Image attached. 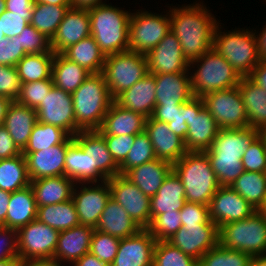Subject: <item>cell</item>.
<instances>
[{
  "label": "cell",
  "instance_id": "49",
  "mask_svg": "<svg viewBox=\"0 0 266 266\" xmlns=\"http://www.w3.org/2000/svg\"><path fill=\"white\" fill-rule=\"evenodd\" d=\"M220 186H231L244 172L242 159L238 156H207Z\"/></svg>",
  "mask_w": 266,
  "mask_h": 266
},
{
  "label": "cell",
  "instance_id": "55",
  "mask_svg": "<svg viewBox=\"0 0 266 266\" xmlns=\"http://www.w3.org/2000/svg\"><path fill=\"white\" fill-rule=\"evenodd\" d=\"M21 80L15 66L0 65V96L16 101L20 94Z\"/></svg>",
  "mask_w": 266,
  "mask_h": 266
},
{
  "label": "cell",
  "instance_id": "66",
  "mask_svg": "<svg viewBox=\"0 0 266 266\" xmlns=\"http://www.w3.org/2000/svg\"><path fill=\"white\" fill-rule=\"evenodd\" d=\"M101 0H71V8L76 9H91L98 5H102Z\"/></svg>",
  "mask_w": 266,
  "mask_h": 266
},
{
  "label": "cell",
  "instance_id": "47",
  "mask_svg": "<svg viewBox=\"0 0 266 266\" xmlns=\"http://www.w3.org/2000/svg\"><path fill=\"white\" fill-rule=\"evenodd\" d=\"M156 159L153 145L145 132L135 135L132 145L125 161L119 166V174L125 175L130 169Z\"/></svg>",
  "mask_w": 266,
  "mask_h": 266
},
{
  "label": "cell",
  "instance_id": "12",
  "mask_svg": "<svg viewBox=\"0 0 266 266\" xmlns=\"http://www.w3.org/2000/svg\"><path fill=\"white\" fill-rule=\"evenodd\" d=\"M202 98L205 107L220 129L248 127V118L239 86L212 92Z\"/></svg>",
  "mask_w": 266,
  "mask_h": 266
},
{
  "label": "cell",
  "instance_id": "21",
  "mask_svg": "<svg viewBox=\"0 0 266 266\" xmlns=\"http://www.w3.org/2000/svg\"><path fill=\"white\" fill-rule=\"evenodd\" d=\"M91 35L88 9L69 8L51 40L55 54H61L69 46Z\"/></svg>",
  "mask_w": 266,
  "mask_h": 266
},
{
  "label": "cell",
  "instance_id": "48",
  "mask_svg": "<svg viewBox=\"0 0 266 266\" xmlns=\"http://www.w3.org/2000/svg\"><path fill=\"white\" fill-rule=\"evenodd\" d=\"M153 266H198V260L167 241H156Z\"/></svg>",
  "mask_w": 266,
  "mask_h": 266
},
{
  "label": "cell",
  "instance_id": "51",
  "mask_svg": "<svg viewBox=\"0 0 266 266\" xmlns=\"http://www.w3.org/2000/svg\"><path fill=\"white\" fill-rule=\"evenodd\" d=\"M182 227L180 211L157 215L147 228L156 241H167Z\"/></svg>",
  "mask_w": 266,
  "mask_h": 266
},
{
  "label": "cell",
  "instance_id": "74",
  "mask_svg": "<svg viewBox=\"0 0 266 266\" xmlns=\"http://www.w3.org/2000/svg\"><path fill=\"white\" fill-rule=\"evenodd\" d=\"M264 217L265 221H266V202L264 203V205L258 210Z\"/></svg>",
  "mask_w": 266,
  "mask_h": 266
},
{
  "label": "cell",
  "instance_id": "4",
  "mask_svg": "<svg viewBox=\"0 0 266 266\" xmlns=\"http://www.w3.org/2000/svg\"><path fill=\"white\" fill-rule=\"evenodd\" d=\"M173 171L185 189V200L208 206L220 187L204 152H187L173 164Z\"/></svg>",
  "mask_w": 266,
  "mask_h": 266
},
{
  "label": "cell",
  "instance_id": "24",
  "mask_svg": "<svg viewBox=\"0 0 266 266\" xmlns=\"http://www.w3.org/2000/svg\"><path fill=\"white\" fill-rule=\"evenodd\" d=\"M94 230L95 228L93 227L79 224L61 231L58 236L53 260L59 264H61V261H68L72 264L84 254L89 253Z\"/></svg>",
  "mask_w": 266,
  "mask_h": 266
},
{
  "label": "cell",
  "instance_id": "28",
  "mask_svg": "<svg viewBox=\"0 0 266 266\" xmlns=\"http://www.w3.org/2000/svg\"><path fill=\"white\" fill-rule=\"evenodd\" d=\"M258 134L257 129L250 127L220 129L213 144L204 153L207 156H238V159H242L243 153Z\"/></svg>",
  "mask_w": 266,
  "mask_h": 266
},
{
  "label": "cell",
  "instance_id": "69",
  "mask_svg": "<svg viewBox=\"0 0 266 266\" xmlns=\"http://www.w3.org/2000/svg\"><path fill=\"white\" fill-rule=\"evenodd\" d=\"M11 102L8 98L0 96V126L3 125L4 117Z\"/></svg>",
  "mask_w": 266,
  "mask_h": 266
},
{
  "label": "cell",
  "instance_id": "68",
  "mask_svg": "<svg viewBox=\"0 0 266 266\" xmlns=\"http://www.w3.org/2000/svg\"><path fill=\"white\" fill-rule=\"evenodd\" d=\"M19 266H61L55 260H27L20 262Z\"/></svg>",
  "mask_w": 266,
  "mask_h": 266
},
{
  "label": "cell",
  "instance_id": "39",
  "mask_svg": "<svg viewBox=\"0 0 266 266\" xmlns=\"http://www.w3.org/2000/svg\"><path fill=\"white\" fill-rule=\"evenodd\" d=\"M37 219L59 232L80 224L72 199L53 205L37 207Z\"/></svg>",
  "mask_w": 266,
  "mask_h": 266
},
{
  "label": "cell",
  "instance_id": "20",
  "mask_svg": "<svg viewBox=\"0 0 266 266\" xmlns=\"http://www.w3.org/2000/svg\"><path fill=\"white\" fill-rule=\"evenodd\" d=\"M145 133L148 135L157 159H162L174 164L188 151L185 141L170 130L168 124L147 118Z\"/></svg>",
  "mask_w": 266,
  "mask_h": 266
},
{
  "label": "cell",
  "instance_id": "57",
  "mask_svg": "<svg viewBox=\"0 0 266 266\" xmlns=\"http://www.w3.org/2000/svg\"><path fill=\"white\" fill-rule=\"evenodd\" d=\"M181 224L193 226L211 221L209 215V207L199 203L186 201L180 210Z\"/></svg>",
  "mask_w": 266,
  "mask_h": 266
},
{
  "label": "cell",
  "instance_id": "18",
  "mask_svg": "<svg viewBox=\"0 0 266 266\" xmlns=\"http://www.w3.org/2000/svg\"><path fill=\"white\" fill-rule=\"evenodd\" d=\"M156 239L148 229L120 239L118 252L110 266H153Z\"/></svg>",
  "mask_w": 266,
  "mask_h": 266
},
{
  "label": "cell",
  "instance_id": "41",
  "mask_svg": "<svg viewBox=\"0 0 266 266\" xmlns=\"http://www.w3.org/2000/svg\"><path fill=\"white\" fill-rule=\"evenodd\" d=\"M30 185L23 154L0 160V189L10 193Z\"/></svg>",
  "mask_w": 266,
  "mask_h": 266
},
{
  "label": "cell",
  "instance_id": "3",
  "mask_svg": "<svg viewBox=\"0 0 266 266\" xmlns=\"http://www.w3.org/2000/svg\"><path fill=\"white\" fill-rule=\"evenodd\" d=\"M89 11L91 36L105 56L129 51V21L127 11L102 4Z\"/></svg>",
  "mask_w": 266,
  "mask_h": 266
},
{
  "label": "cell",
  "instance_id": "42",
  "mask_svg": "<svg viewBox=\"0 0 266 266\" xmlns=\"http://www.w3.org/2000/svg\"><path fill=\"white\" fill-rule=\"evenodd\" d=\"M54 52L26 54L16 65L21 83L52 79Z\"/></svg>",
  "mask_w": 266,
  "mask_h": 266
},
{
  "label": "cell",
  "instance_id": "23",
  "mask_svg": "<svg viewBox=\"0 0 266 266\" xmlns=\"http://www.w3.org/2000/svg\"><path fill=\"white\" fill-rule=\"evenodd\" d=\"M146 120L142 114L122 108L113 101L97 131L101 135L135 136L145 132Z\"/></svg>",
  "mask_w": 266,
  "mask_h": 266
},
{
  "label": "cell",
  "instance_id": "53",
  "mask_svg": "<svg viewBox=\"0 0 266 266\" xmlns=\"http://www.w3.org/2000/svg\"><path fill=\"white\" fill-rule=\"evenodd\" d=\"M16 40L26 54L53 52L51 40L31 24L27 25L20 35H17Z\"/></svg>",
  "mask_w": 266,
  "mask_h": 266
},
{
  "label": "cell",
  "instance_id": "32",
  "mask_svg": "<svg viewBox=\"0 0 266 266\" xmlns=\"http://www.w3.org/2000/svg\"><path fill=\"white\" fill-rule=\"evenodd\" d=\"M95 229L122 239L136 234L142 228L110 197Z\"/></svg>",
  "mask_w": 266,
  "mask_h": 266
},
{
  "label": "cell",
  "instance_id": "6",
  "mask_svg": "<svg viewBox=\"0 0 266 266\" xmlns=\"http://www.w3.org/2000/svg\"><path fill=\"white\" fill-rule=\"evenodd\" d=\"M216 26L213 37V49L223 56L241 77H248L261 61L255 33L249 30H233L222 33Z\"/></svg>",
  "mask_w": 266,
  "mask_h": 266
},
{
  "label": "cell",
  "instance_id": "35",
  "mask_svg": "<svg viewBox=\"0 0 266 266\" xmlns=\"http://www.w3.org/2000/svg\"><path fill=\"white\" fill-rule=\"evenodd\" d=\"M238 86L248 118V127L260 131L266 125V91L248 77H242Z\"/></svg>",
  "mask_w": 266,
  "mask_h": 266
},
{
  "label": "cell",
  "instance_id": "25",
  "mask_svg": "<svg viewBox=\"0 0 266 266\" xmlns=\"http://www.w3.org/2000/svg\"><path fill=\"white\" fill-rule=\"evenodd\" d=\"M114 101L122 108L140 113L146 118L151 117L156 106L154 76L148 73L132 87L122 92Z\"/></svg>",
  "mask_w": 266,
  "mask_h": 266
},
{
  "label": "cell",
  "instance_id": "76",
  "mask_svg": "<svg viewBox=\"0 0 266 266\" xmlns=\"http://www.w3.org/2000/svg\"><path fill=\"white\" fill-rule=\"evenodd\" d=\"M4 38L6 37L4 36V33L2 31V26H1V21H0V42L3 41Z\"/></svg>",
  "mask_w": 266,
  "mask_h": 266
},
{
  "label": "cell",
  "instance_id": "31",
  "mask_svg": "<svg viewBox=\"0 0 266 266\" xmlns=\"http://www.w3.org/2000/svg\"><path fill=\"white\" fill-rule=\"evenodd\" d=\"M38 122L36 110L11 102L4 117L3 126L7 129L17 147L23 151L27 146L33 126Z\"/></svg>",
  "mask_w": 266,
  "mask_h": 266
},
{
  "label": "cell",
  "instance_id": "46",
  "mask_svg": "<svg viewBox=\"0 0 266 266\" xmlns=\"http://www.w3.org/2000/svg\"><path fill=\"white\" fill-rule=\"evenodd\" d=\"M151 117L167 123L170 130L185 141L188 131L186 102L181 105H156Z\"/></svg>",
  "mask_w": 266,
  "mask_h": 266
},
{
  "label": "cell",
  "instance_id": "36",
  "mask_svg": "<svg viewBox=\"0 0 266 266\" xmlns=\"http://www.w3.org/2000/svg\"><path fill=\"white\" fill-rule=\"evenodd\" d=\"M37 219V205L31 186L11 193L6 227L19 230Z\"/></svg>",
  "mask_w": 266,
  "mask_h": 266
},
{
  "label": "cell",
  "instance_id": "5",
  "mask_svg": "<svg viewBox=\"0 0 266 266\" xmlns=\"http://www.w3.org/2000/svg\"><path fill=\"white\" fill-rule=\"evenodd\" d=\"M194 63H201L190 76L192 91L196 97L202 98L212 92L233 88L238 86L242 79L229 62L213 48L200 58L189 62V67Z\"/></svg>",
  "mask_w": 266,
  "mask_h": 266
},
{
  "label": "cell",
  "instance_id": "27",
  "mask_svg": "<svg viewBox=\"0 0 266 266\" xmlns=\"http://www.w3.org/2000/svg\"><path fill=\"white\" fill-rule=\"evenodd\" d=\"M73 138L85 153L91 155L93 166L107 180L119 175V166L113 160L104 137L97 130L80 131Z\"/></svg>",
  "mask_w": 266,
  "mask_h": 266
},
{
  "label": "cell",
  "instance_id": "43",
  "mask_svg": "<svg viewBox=\"0 0 266 266\" xmlns=\"http://www.w3.org/2000/svg\"><path fill=\"white\" fill-rule=\"evenodd\" d=\"M69 8L71 6L34 3L30 24L52 40Z\"/></svg>",
  "mask_w": 266,
  "mask_h": 266
},
{
  "label": "cell",
  "instance_id": "60",
  "mask_svg": "<svg viewBox=\"0 0 266 266\" xmlns=\"http://www.w3.org/2000/svg\"><path fill=\"white\" fill-rule=\"evenodd\" d=\"M17 36L0 42V65L15 66L26 55L17 42Z\"/></svg>",
  "mask_w": 266,
  "mask_h": 266
},
{
  "label": "cell",
  "instance_id": "2",
  "mask_svg": "<svg viewBox=\"0 0 266 266\" xmlns=\"http://www.w3.org/2000/svg\"><path fill=\"white\" fill-rule=\"evenodd\" d=\"M76 119V134L98 130L110 104V96L103 73H91L71 94Z\"/></svg>",
  "mask_w": 266,
  "mask_h": 266
},
{
  "label": "cell",
  "instance_id": "9",
  "mask_svg": "<svg viewBox=\"0 0 266 266\" xmlns=\"http://www.w3.org/2000/svg\"><path fill=\"white\" fill-rule=\"evenodd\" d=\"M185 147L188 152H204L208 150L220 127L204 105L203 98L194 96L186 102Z\"/></svg>",
  "mask_w": 266,
  "mask_h": 266
},
{
  "label": "cell",
  "instance_id": "17",
  "mask_svg": "<svg viewBox=\"0 0 266 266\" xmlns=\"http://www.w3.org/2000/svg\"><path fill=\"white\" fill-rule=\"evenodd\" d=\"M210 219L218 226L243 220L256 209L230 186H220L208 205Z\"/></svg>",
  "mask_w": 266,
  "mask_h": 266
},
{
  "label": "cell",
  "instance_id": "13",
  "mask_svg": "<svg viewBox=\"0 0 266 266\" xmlns=\"http://www.w3.org/2000/svg\"><path fill=\"white\" fill-rule=\"evenodd\" d=\"M111 197L120 204L128 215L142 228L147 229L151 223L150 197L128 180L124 175L109 178Z\"/></svg>",
  "mask_w": 266,
  "mask_h": 266
},
{
  "label": "cell",
  "instance_id": "7",
  "mask_svg": "<svg viewBox=\"0 0 266 266\" xmlns=\"http://www.w3.org/2000/svg\"><path fill=\"white\" fill-rule=\"evenodd\" d=\"M219 244L250 256L265 255L266 221L256 210L251 216L219 227Z\"/></svg>",
  "mask_w": 266,
  "mask_h": 266
},
{
  "label": "cell",
  "instance_id": "67",
  "mask_svg": "<svg viewBox=\"0 0 266 266\" xmlns=\"http://www.w3.org/2000/svg\"><path fill=\"white\" fill-rule=\"evenodd\" d=\"M259 34H260L259 37L258 35L255 36H257L256 41H257L260 60L266 61V25L263 28L262 32Z\"/></svg>",
  "mask_w": 266,
  "mask_h": 266
},
{
  "label": "cell",
  "instance_id": "26",
  "mask_svg": "<svg viewBox=\"0 0 266 266\" xmlns=\"http://www.w3.org/2000/svg\"><path fill=\"white\" fill-rule=\"evenodd\" d=\"M188 74H152L156 83V105H181L192 99L194 93Z\"/></svg>",
  "mask_w": 266,
  "mask_h": 266
},
{
  "label": "cell",
  "instance_id": "34",
  "mask_svg": "<svg viewBox=\"0 0 266 266\" xmlns=\"http://www.w3.org/2000/svg\"><path fill=\"white\" fill-rule=\"evenodd\" d=\"M74 184V181L65 175L30 181L37 207L72 199V191L76 186Z\"/></svg>",
  "mask_w": 266,
  "mask_h": 266
},
{
  "label": "cell",
  "instance_id": "59",
  "mask_svg": "<svg viewBox=\"0 0 266 266\" xmlns=\"http://www.w3.org/2000/svg\"><path fill=\"white\" fill-rule=\"evenodd\" d=\"M6 259H20L17 230L0 226V261Z\"/></svg>",
  "mask_w": 266,
  "mask_h": 266
},
{
  "label": "cell",
  "instance_id": "61",
  "mask_svg": "<svg viewBox=\"0 0 266 266\" xmlns=\"http://www.w3.org/2000/svg\"><path fill=\"white\" fill-rule=\"evenodd\" d=\"M22 151L14 143L7 129L0 126V160L21 155Z\"/></svg>",
  "mask_w": 266,
  "mask_h": 266
},
{
  "label": "cell",
  "instance_id": "54",
  "mask_svg": "<svg viewBox=\"0 0 266 266\" xmlns=\"http://www.w3.org/2000/svg\"><path fill=\"white\" fill-rule=\"evenodd\" d=\"M242 165L244 171L266 172V143L258 134L243 153Z\"/></svg>",
  "mask_w": 266,
  "mask_h": 266
},
{
  "label": "cell",
  "instance_id": "19",
  "mask_svg": "<svg viewBox=\"0 0 266 266\" xmlns=\"http://www.w3.org/2000/svg\"><path fill=\"white\" fill-rule=\"evenodd\" d=\"M102 183L95 187L83 186L80 192L73 188L72 200L81 225L96 228L101 213L111 197L108 181Z\"/></svg>",
  "mask_w": 266,
  "mask_h": 266
},
{
  "label": "cell",
  "instance_id": "38",
  "mask_svg": "<svg viewBox=\"0 0 266 266\" xmlns=\"http://www.w3.org/2000/svg\"><path fill=\"white\" fill-rule=\"evenodd\" d=\"M90 74L62 54L54 55L51 78L55 87L72 94Z\"/></svg>",
  "mask_w": 266,
  "mask_h": 266
},
{
  "label": "cell",
  "instance_id": "50",
  "mask_svg": "<svg viewBox=\"0 0 266 266\" xmlns=\"http://www.w3.org/2000/svg\"><path fill=\"white\" fill-rule=\"evenodd\" d=\"M119 244L118 237L95 229L91 239L90 253L110 266L118 252Z\"/></svg>",
  "mask_w": 266,
  "mask_h": 266
},
{
  "label": "cell",
  "instance_id": "70",
  "mask_svg": "<svg viewBox=\"0 0 266 266\" xmlns=\"http://www.w3.org/2000/svg\"><path fill=\"white\" fill-rule=\"evenodd\" d=\"M248 266H266V254L251 256Z\"/></svg>",
  "mask_w": 266,
  "mask_h": 266
},
{
  "label": "cell",
  "instance_id": "64",
  "mask_svg": "<svg viewBox=\"0 0 266 266\" xmlns=\"http://www.w3.org/2000/svg\"><path fill=\"white\" fill-rule=\"evenodd\" d=\"M11 193L0 189V226L6 227V215Z\"/></svg>",
  "mask_w": 266,
  "mask_h": 266
},
{
  "label": "cell",
  "instance_id": "73",
  "mask_svg": "<svg viewBox=\"0 0 266 266\" xmlns=\"http://www.w3.org/2000/svg\"><path fill=\"white\" fill-rule=\"evenodd\" d=\"M6 9V1L0 0V15L5 11Z\"/></svg>",
  "mask_w": 266,
  "mask_h": 266
},
{
  "label": "cell",
  "instance_id": "65",
  "mask_svg": "<svg viewBox=\"0 0 266 266\" xmlns=\"http://www.w3.org/2000/svg\"><path fill=\"white\" fill-rule=\"evenodd\" d=\"M74 266H109L106 263L100 261L96 256L90 252L84 254L81 258L73 263Z\"/></svg>",
  "mask_w": 266,
  "mask_h": 266
},
{
  "label": "cell",
  "instance_id": "10",
  "mask_svg": "<svg viewBox=\"0 0 266 266\" xmlns=\"http://www.w3.org/2000/svg\"><path fill=\"white\" fill-rule=\"evenodd\" d=\"M59 233L38 219L17 230L20 261L53 260Z\"/></svg>",
  "mask_w": 266,
  "mask_h": 266
},
{
  "label": "cell",
  "instance_id": "56",
  "mask_svg": "<svg viewBox=\"0 0 266 266\" xmlns=\"http://www.w3.org/2000/svg\"><path fill=\"white\" fill-rule=\"evenodd\" d=\"M115 163L120 166L135 142L133 135H102Z\"/></svg>",
  "mask_w": 266,
  "mask_h": 266
},
{
  "label": "cell",
  "instance_id": "63",
  "mask_svg": "<svg viewBox=\"0 0 266 266\" xmlns=\"http://www.w3.org/2000/svg\"><path fill=\"white\" fill-rule=\"evenodd\" d=\"M248 78L266 91V61H260Z\"/></svg>",
  "mask_w": 266,
  "mask_h": 266
},
{
  "label": "cell",
  "instance_id": "44",
  "mask_svg": "<svg viewBox=\"0 0 266 266\" xmlns=\"http://www.w3.org/2000/svg\"><path fill=\"white\" fill-rule=\"evenodd\" d=\"M72 138L58 126L37 122L33 126L29 142L22 153L45 150L57 144H67Z\"/></svg>",
  "mask_w": 266,
  "mask_h": 266
},
{
  "label": "cell",
  "instance_id": "8",
  "mask_svg": "<svg viewBox=\"0 0 266 266\" xmlns=\"http://www.w3.org/2000/svg\"><path fill=\"white\" fill-rule=\"evenodd\" d=\"M102 73L110 96L115 100L148 74L146 55L131 51L107 55Z\"/></svg>",
  "mask_w": 266,
  "mask_h": 266
},
{
  "label": "cell",
  "instance_id": "29",
  "mask_svg": "<svg viewBox=\"0 0 266 266\" xmlns=\"http://www.w3.org/2000/svg\"><path fill=\"white\" fill-rule=\"evenodd\" d=\"M172 170L173 164L156 158L130 169L124 176L135 184L142 193L152 197Z\"/></svg>",
  "mask_w": 266,
  "mask_h": 266
},
{
  "label": "cell",
  "instance_id": "45",
  "mask_svg": "<svg viewBox=\"0 0 266 266\" xmlns=\"http://www.w3.org/2000/svg\"><path fill=\"white\" fill-rule=\"evenodd\" d=\"M251 256L218 244L198 260V266H248Z\"/></svg>",
  "mask_w": 266,
  "mask_h": 266
},
{
  "label": "cell",
  "instance_id": "22",
  "mask_svg": "<svg viewBox=\"0 0 266 266\" xmlns=\"http://www.w3.org/2000/svg\"><path fill=\"white\" fill-rule=\"evenodd\" d=\"M67 144H57L45 150L22 153L27 162L30 181L65 175Z\"/></svg>",
  "mask_w": 266,
  "mask_h": 266
},
{
  "label": "cell",
  "instance_id": "37",
  "mask_svg": "<svg viewBox=\"0 0 266 266\" xmlns=\"http://www.w3.org/2000/svg\"><path fill=\"white\" fill-rule=\"evenodd\" d=\"M61 54L90 73L103 71L106 56L91 35L69 46Z\"/></svg>",
  "mask_w": 266,
  "mask_h": 266
},
{
  "label": "cell",
  "instance_id": "15",
  "mask_svg": "<svg viewBox=\"0 0 266 266\" xmlns=\"http://www.w3.org/2000/svg\"><path fill=\"white\" fill-rule=\"evenodd\" d=\"M219 227L211 220L200 225H183L167 242L199 260L219 244Z\"/></svg>",
  "mask_w": 266,
  "mask_h": 266
},
{
  "label": "cell",
  "instance_id": "52",
  "mask_svg": "<svg viewBox=\"0 0 266 266\" xmlns=\"http://www.w3.org/2000/svg\"><path fill=\"white\" fill-rule=\"evenodd\" d=\"M53 86L52 79L22 83L20 94L16 102L23 106L36 109L43 102L44 97Z\"/></svg>",
  "mask_w": 266,
  "mask_h": 266
},
{
  "label": "cell",
  "instance_id": "72",
  "mask_svg": "<svg viewBox=\"0 0 266 266\" xmlns=\"http://www.w3.org/2000/svg\"><path fill=\"white\" fill-rule=\"evenodd\" d=\"M20 262V259H6L0 261V266H19Z\"/></svg>",
  "mask_w": 266,
  "mask_h": 266
},
{
  "label": "cell",
  "instance_id": "16",
  "mask_svg": "<svg viewBox=\"0 0 266 266\" xmlns=\"http://www.w3.org/2000/svg\"><path fill=\"white\" fill-rule=\"evenodd\" d=\"M146 58L150 74L189 72V62L183 55L178 38L171 31L146 54Z\"/></svg>",
  "mask_w": 266,
  "mask_h": 266
},
{
  "label": "cell",
  "instance_id": "71",
  "mask_svg": "<svg viewBox=\"0 0 266 266\" xmlns=\"http://www.w3.org/2000/svg\"><path fill=\"white\" fill-rule=\"evenodd\" d=\"M34 2L50 5L71 6V0H34Z\"/></svg>",
  "mask_w": 266,
  "mask_h": 266
},
{
  "label": "cell",
  "instance_id": "1",
  "mask_svg": "<svg viewBox=\"0 0 266 266\" xmlns=\"http://www.w3.org/2000/svg\"><path fill=\"white\" fill-rule=\"evenodd\" d=\"M170 31L178 38L183 55L191 62L213 48L214 31L218 24L203 5L172 8Z\"/></svg>",
  "mask_w": 266,
  "mask_h": 266
},
{
  "label": "cell",
  "instance_id": "58",
  "mask_svg": "<svg viewBox=\"0 0 266 266\" xmlns=\"http://www.w3.org/2000/svg\"><path fill=\"white\" fill-rule=\"evenodd\" d=\"M32 14H13L5 10L0 15L2 31L6 38L20 35L23 29L30 24Z\"/></svg>",
  "mask_w": 266,
  "mask_h": 266
},
{
  "label": "cell",
  "instance_id": "40",
  "mask_svg": "<svg viewBox=\"0 0 266 266\" xmlns=\"http://www.w3.org/2000/svg\"><path fill=\"white\" fill-rule=\"evenodd\" d=\"M230 187L256 210L266 202V172L244 171Z\"/></svg>",
  "mask_w": 266,
  "mask_h": 266
},
{
  "label": "cell",
  "instance_id": "11",
  "mask_svg": "<svg viewBox=\"0 0 266 266\" xmlns=\"http://www.w3.org/2000/svg\"><path fill=\"white\" fill-rule=\"evenodd\" d=\"M146 12L131 13L129 21V51L147 54L170 31V15Z\"/></svg>",
  "mask_w": 266,
  "mask_h": 266
},
{
  "label": "cell",
  "instance_id": "14",
  "mask_svg": "<svg viewBox=\"0 0 266 266\" xmlns=\"http://www.w3.org/2000/svg\"><path fill=\"white\" fill-rule=\"evenodd\" d=\"M35 110L38 122L58 126L72 137L76 135V119L70 93L53 86Z\"/></svg>",
  "mask_w": 266,
  "mask_h": 266
},
{
  "label": "cell",
  "instance_id": "33",
  "mask_svg": "<svg viewBox=\"0 0 266 266\" xmlns=\"http://www.w3.org/2000/svg\"><path fill=\"white\" fill-rule=\"evenodd\" d=\"M151 221L159 214L180 211L185 200V189L180 178L172 170L155 195L150 197Z\"/></svg>",
  "mask_w": 266,
  "mask_h": 266
},
{
  "label": "cell",
  "instance_id": "75",
  "mask_svg": "<svg viewBox=\"0 0 266 266\" xmlns=\"http://www.w3.org/2000/svg\"><path fill=\"white\" fill-rule=\"evenodd\" d=\"M259 134L264 138L266 143V125L259 131Z\"/></svg>",
  "mask_w": 266,
  "mask_h": 266
},
{
  "label": "cell",
  "instance_id": "62",
  "mask_svg": "<svg viewBox=\"0 0 266 266\" xmlns=\"http://www.w3.org/2000/svg\"><path fill=\"white\" fill-rule=\"evenodd\" d=\"M7 11L13 14H32L34 0H5Z\"/></svg>",
  "mask_w": 266,
  "mask_h": 266
},
{
  "label": "cell",
  "instance_id": "30",
  "mask_svg": "<svg viewBox=\"0 0 266 266\" xmlns=\"http://www.w3.org/2000/svg\"><path fill=\"white\" fill-rule=\"evenodd\" d=\"M65 176L72 179L76 184L79 183H97V181H106L107 179L93 166V160L90 154L84 152L82 147L72 138L67 143V152L65 155ZM100 178L99 180L97 178Z\"/></svg>",
  "mask_w": 266,
  "mask_h": 266
}]
</instances>
